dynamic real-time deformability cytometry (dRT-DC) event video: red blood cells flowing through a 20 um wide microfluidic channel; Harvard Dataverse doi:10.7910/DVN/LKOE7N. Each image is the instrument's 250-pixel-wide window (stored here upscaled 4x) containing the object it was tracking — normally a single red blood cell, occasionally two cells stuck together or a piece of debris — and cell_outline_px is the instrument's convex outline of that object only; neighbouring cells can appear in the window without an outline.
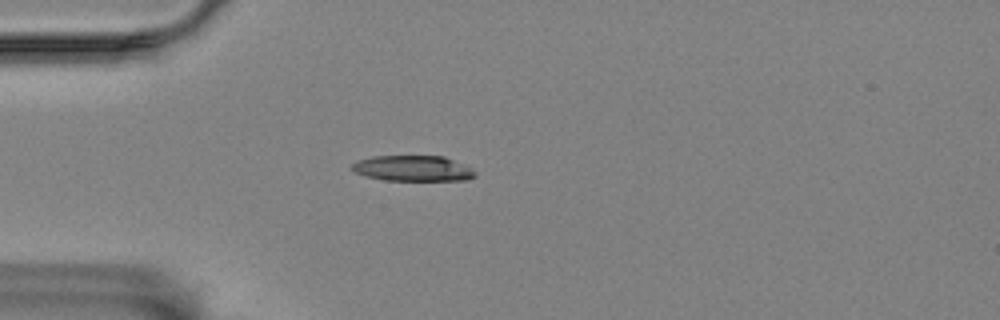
{"species": "Egyptian fruit bat (a non-hibernating species)", "species_latin": "Rousettus aegyptiacus", "temperature_condition": "room temperature", "stored_images_in_passage": 42, "camera_frame_rate_fps": 3000, "um_per_image_px": 0.085, "animal": {"sex": "female"}, "frame": {"image": 1, "passage_image": 1, "time_ms": 0.0, "image_size_px": [1000, 320], "cell_outline_px": [[476, 176], [464, 180], [384, 180], [368, 176], [356, 172], [352, 168], [352, 164], [360, 160], [372, 156], [444, 156], [472, 168], [476, 172]], "centroid_in_image_um": [35.14, 14.31], "position_along_channel_um": 49.9, "area_um2": 18.15}}
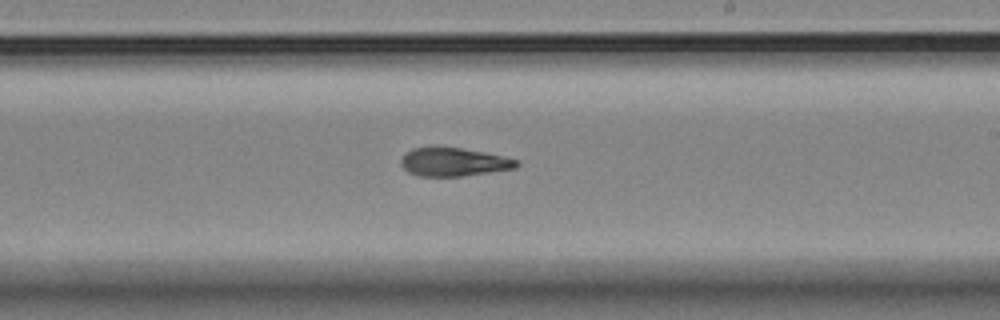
{"frame": {"image": 2, "passage_image": 19, "time_ms": 6.0, "image_size_px": [1000, 320], "cell_outline_px": [[520, 164], [516, 168], [460, 176], [420, 176], [408, 172], [400, 164], [400, 160], [412, 148], [432, 144], [460, 148], [484, 152], [504, 156], [520, 160]], "centroid_in_image_um": [38.54, 13.73], "position_along_channel_um": 250.5, "area_um2": 19.54}}
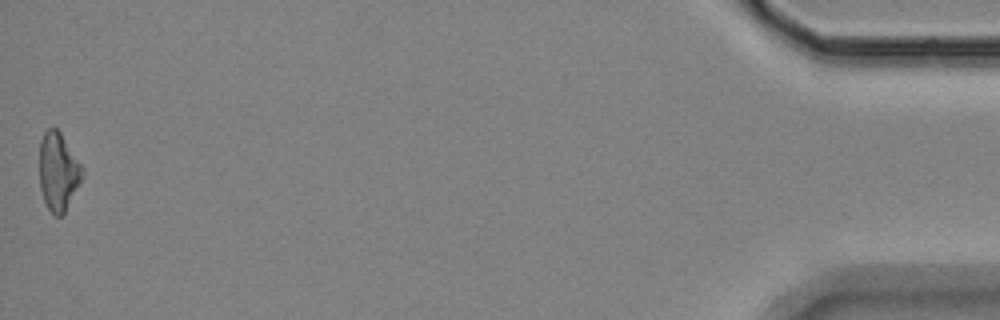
{"frame": {"image": 3, "passage_image": 42, "time_ms": 13.667, "image_size_px": [1000, 320], "cell_outline_px": [[84, 176], [64, 212], [60, 216], [56, 216], [48, 208], [44, 200], [40, 188], [40, 140], [44, 132], [48, 128], [56, 128], [60, 132], [80, 164], [84, 172]], "centroid_in_image_um": [4.94, 14.58], "position_along_channel_um": 430.3, "area_um2": 19.13}, "authors_computed_cell_mechanics": {"area_um2": 19.5364, "velocity_mm_per_s": 3.5307, "shape_relaxation_time_tau1_ms": 9.6963, "shape_relaxation_time_tau2_ms": 4.4513, "deformation_change_tau1": 0.2179, "deformation_change_tau2": 0.1423}}